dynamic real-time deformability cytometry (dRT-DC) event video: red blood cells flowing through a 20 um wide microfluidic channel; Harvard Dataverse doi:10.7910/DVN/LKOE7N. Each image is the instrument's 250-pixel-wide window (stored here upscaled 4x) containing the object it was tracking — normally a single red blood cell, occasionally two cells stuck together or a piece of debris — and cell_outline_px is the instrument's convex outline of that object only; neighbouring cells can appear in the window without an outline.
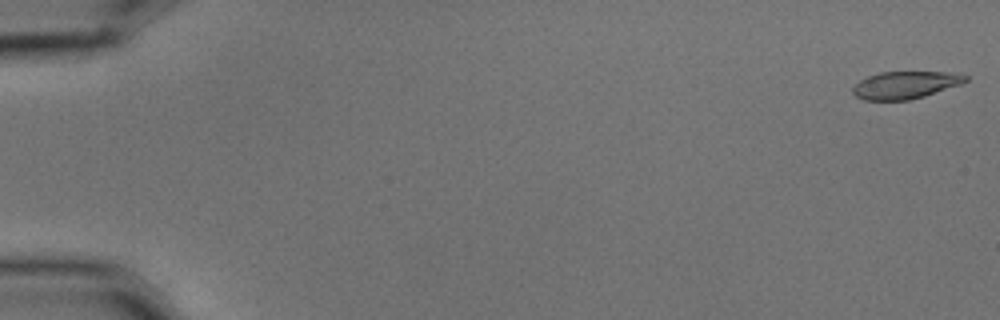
{"species": "common noctule bat (a hibernating species)", "species_latin": "Nyctalus noctula", "temperature_condition": "cold", "stored_images_in_passage": 7, "camera_frame_rate_fps": 3000, "um_per_image_px": 0.085, "animal": {"sex": "male", "body_mass_g": 15.6}, "frame": {"image": 1, "passage_image": 1, "time_ms": 0.0, "image_size_px": [1000, 320], "cell_outline_px": [[968, 80], [960, 84], [924, 96], [908, 100], [864, 100], [856, 96], [852, 92], [852, 88], [860, 80], [868, 76], [880, 72], [960, 72], [968, 76]], "centroid_in_image_um": [76.97, 7.21], "position_along_channel_um": 8.0, "area_um2": 17.98}}
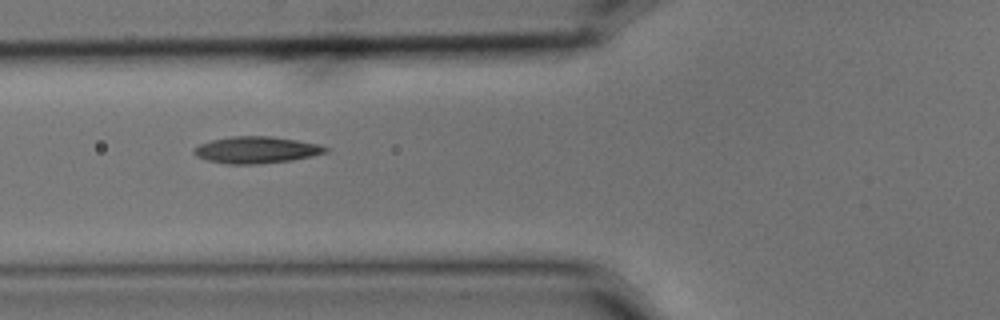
{"frame": {"image": 2, "passage_image": 6, "time_ms": 1.667, "image_size_px": [1000, 320], "cell_outline_px": [[328, 152], [312, 156], [292, 160], [256, 164], [228, 164], [208, 160], [196, 156], [192, 152], [192, 148], [200, 144], [212, 140], [232, 136], [272, 136], [320, 144], [328, 148]], "centroid_in_image_um": [21.79, 12.74], "position_along_channel_um": 104.0, "area_um2": 20.52}}
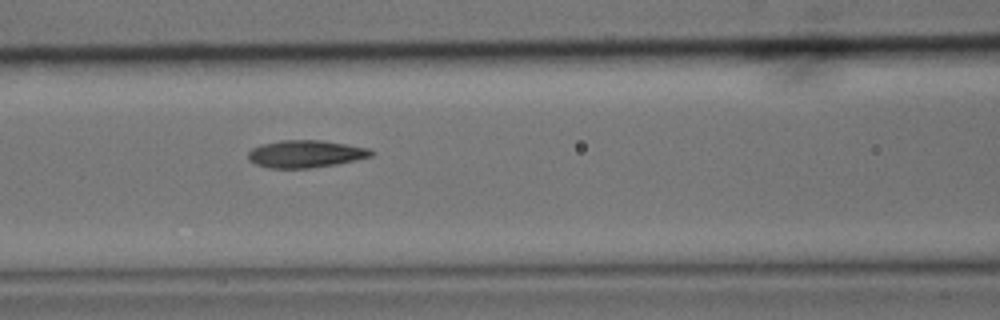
{"frame": {"image": 3, "passage_image": 7, "time_ms": 2.0, "image_size_px": [1000, 320], "cell_outline_px": [[376, 152], [372, 156], [356, 160], [336, 164], [308, 168], [268, 168], [256, 164], [248, 160], [248, 152], [252, 148], [260, 144], [280, 140], [320, 140], [368, 148]], "centroid_in_image_um": [25.95, 13.08], "position_along_channel_um": 140.7, "area_um2": 19.65}}